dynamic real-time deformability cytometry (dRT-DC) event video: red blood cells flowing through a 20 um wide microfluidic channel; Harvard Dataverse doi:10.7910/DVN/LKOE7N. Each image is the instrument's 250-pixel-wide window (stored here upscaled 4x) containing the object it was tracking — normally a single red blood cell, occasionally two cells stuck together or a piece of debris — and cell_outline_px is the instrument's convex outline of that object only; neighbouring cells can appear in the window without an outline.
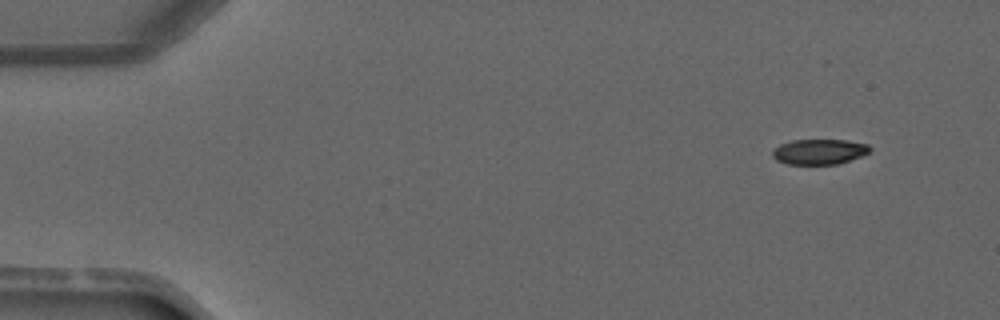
{"species": "common noctule bat (a hibernating species)", "species_latin": "Nyctalus noctula", "temperature_condition": "warm", "stored_images_in_passage": 3, "camera_frame_rate_fps": 3000, "um_per_image_px": 0.085, "animal": {"sex": "male", "forearm_length_mm": 52.5}, "frame": {"image": 1, "passage_image": 1, "time_ms": 0.0, "image_size_px": [1000, 320], "cell_outline_px": [[872, 148], [868, 152], [860, 156], [840, 164], [788, 164], [776, 160], [772, 156], [772, 152], [780, 144], [792, 140], [844, 140], [868, 144]], "centroid_in_image_um": [69.63, 12.9], "position_along_channel_um": 15.4, "area_um2": 14.28}}